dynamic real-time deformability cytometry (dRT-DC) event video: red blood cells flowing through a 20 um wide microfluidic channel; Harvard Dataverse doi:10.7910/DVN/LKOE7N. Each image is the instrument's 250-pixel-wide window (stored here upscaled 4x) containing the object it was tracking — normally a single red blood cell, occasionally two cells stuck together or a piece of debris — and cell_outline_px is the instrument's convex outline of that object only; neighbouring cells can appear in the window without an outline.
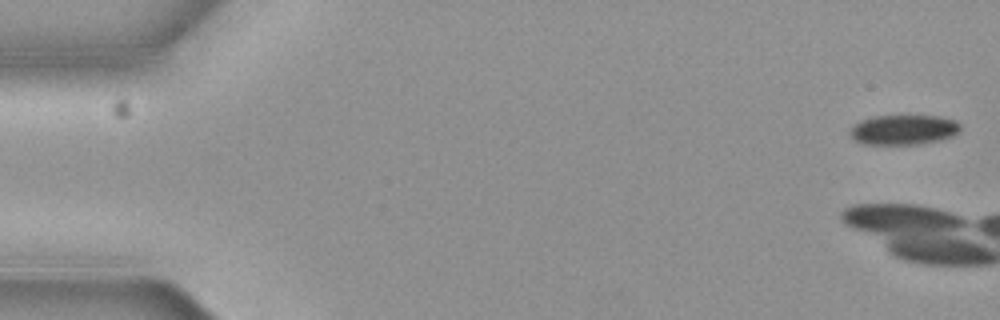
{"species": "common noctule bat (a hibernating species)", "species_latin": "Nyctalus noctula", "temperature_condition": "cold", "stored_images_in_passage": 5, "camera_frame_rate_fps": 3000, "um_per_image_px": 0.085, "animal": {"sex": "female", "body_mass_g": 19.3, "forearm_length_mm": 54.1}, "frame": {"image": 1, "passage_image": 1, "time_ms": 0.0, "image_size_px": [1000, 320], "cell_outline_px": [[960, 132], [952, 136], [940, 140], [920, 144], [864, 144], [856, 140], [848, 132], [852, 124], [860, 120], [876, 116], [936, 116], [956, 120], [960, 124]], "centroid_in_image_um": [76.8, 11.03], "position_along_channel_um": 8.2, "area_um2": 19.31}}